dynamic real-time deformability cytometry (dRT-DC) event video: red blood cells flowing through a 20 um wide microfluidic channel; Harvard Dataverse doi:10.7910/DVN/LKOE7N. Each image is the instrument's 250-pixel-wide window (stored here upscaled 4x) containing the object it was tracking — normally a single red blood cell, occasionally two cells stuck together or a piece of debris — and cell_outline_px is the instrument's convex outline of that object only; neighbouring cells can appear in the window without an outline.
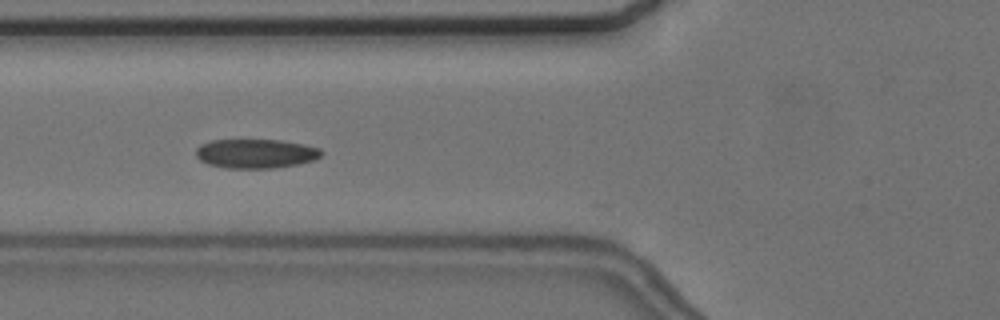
{"species": "common noctule bat (a hibernating species)", "species_latin": "Nyctalus noctula", "temperature_condition": "cold", "stored_images_in_passage": 39, "camera_frame_rate_fps": 3000, "um_per_image_px": 0.085, "animal": {"sex": "female", "body_mass_g": 24.6, "forearm_length_mm": 56.2}, "frame": {"image": 1, "passage_image": 4, "time_ms": 1.0, "image_size_px": [1000, 320], "cell_outline_px": [[324, 152], [316, 160], [296, 164], [272, 168], [228, 168], [208, 164], [200, 160], [196, 156], [196, 148], [200, 144], [212, 140], [280, 140], [304, 144], [320, 148]], "centroid_in_image_um": [21.75, 13.05], "position_along_channel_um": 104.1, "area_um2": 21.39}}
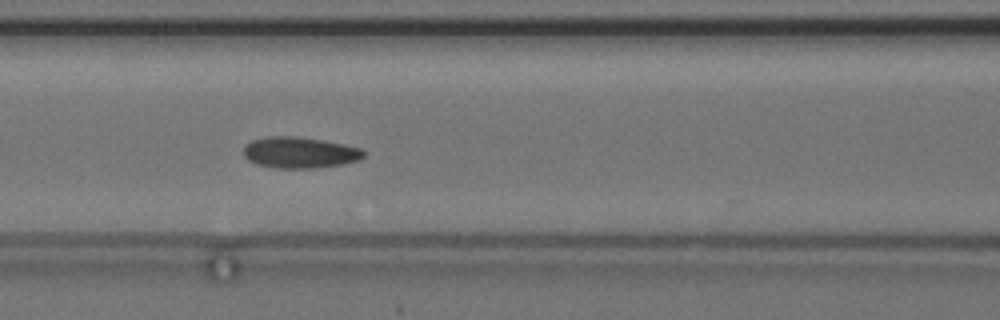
{"frame": {"image": 2, "passage_image": 7, "time_ms": 2.0, "image_size_px": [1000, 320], "cell_outline_px": [[364, 156], [360, 160], [344, 164], [312, 168], [276, 168], [256, 164], [248, 160], [244, 156], [244, 144], [252, 140], [268, 136], [296, 136], [344, 144], [360, 148], [364, 152]], "centroid_in_image_um": [25.45, 12.97], "position_along_channel_um": 141.1, "area_um2": 21.85}}
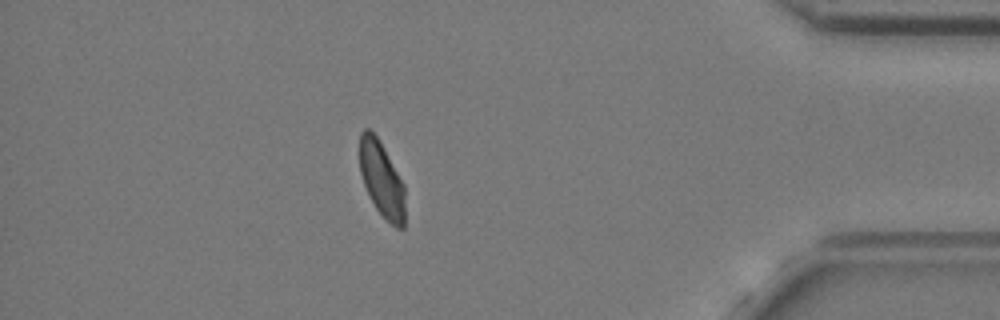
{"frame": {"image": 3, "passage_image": 32, "time_ms": 10.333, "image_size_px": [1000, 320], "cell_outline_px": [[404, 228], [396, 228], [376, 208], [364, 184], [360, 172], [360, 132], [364, 128], [368, 128], [380, 140], [404, 184]], "centroid_in_image_um": [32.44, 15.2], "position_along_channel_um": 402.8, "area_um2": 19.65}, "authors_computed_cell_mechanics": {"area_um2": 21.1548, "velocity_mm_per_s": 3.6395, "shape_relaxation_time_tau1_ms": 7.0098, "shape_relaxation_time_tau2_ms": 2.4895, "deformation_change_tau1": 0.117, "deformation_change_tau2": 0.0532}}